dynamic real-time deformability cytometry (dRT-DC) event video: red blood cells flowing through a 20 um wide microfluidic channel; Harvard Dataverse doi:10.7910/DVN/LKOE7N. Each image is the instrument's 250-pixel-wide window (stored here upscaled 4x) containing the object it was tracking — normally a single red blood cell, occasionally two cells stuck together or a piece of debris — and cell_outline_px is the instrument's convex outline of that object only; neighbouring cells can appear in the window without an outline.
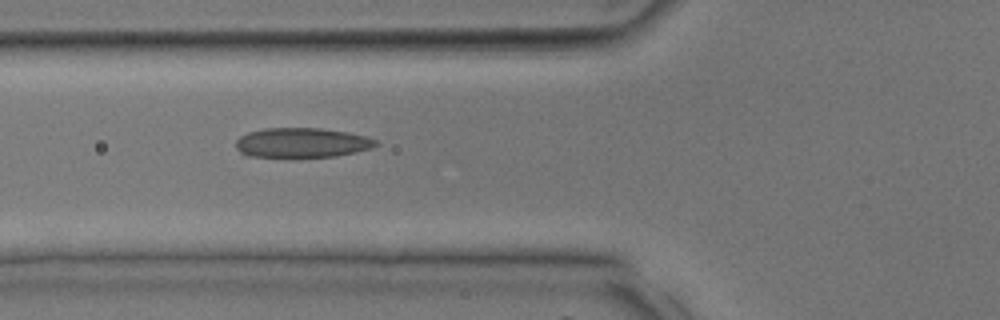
{"species": "common noctule bat (a hibernating species)", "species_latin": "Nyctalus noctula", "temperature_condition": "room temperature", "stored_images_in_passage": 13, "camera_frame_rate_fps": 3000, "um_per_image_px": 0.085, "animal": {"sex": "male", "body_mass_g": 17.9, "forearm_length_mm": 54.2}, "frame": {"image": 1, "passage_image": 13, "time_ms": 4.0, "image_size_px": [1000, 320], "cell_outline_px": [[380, 144], [372, 148], [356, 152], [336, 156], [244, 156], [236, 148], [236, 140], [240, 136], [248, 132], [264, 128], [320, 128], [348, 132], [368, 136], [376, 140]], "centroid_in_image_um": [25.68, 12.12], "position_along_channel_um": 100.1, "area_um2": 24.22}}